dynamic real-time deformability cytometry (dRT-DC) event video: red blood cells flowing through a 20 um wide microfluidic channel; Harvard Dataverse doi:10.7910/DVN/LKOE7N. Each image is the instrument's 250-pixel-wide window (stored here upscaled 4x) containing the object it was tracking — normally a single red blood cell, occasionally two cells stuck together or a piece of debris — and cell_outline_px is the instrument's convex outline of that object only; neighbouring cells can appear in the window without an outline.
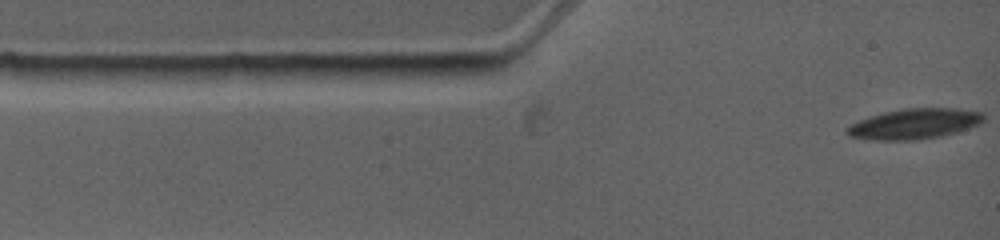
{"species": "common noctule bat (a hibernating species)", "species_latin": "Nyctalus noctula", "temperature_condition": "warm", "stored_images_in_passage": 2, "camera_frame_rate_fps": 4500, "um_per_image_px": 0.085, "animal": {"sex": "female", "body_mass_g": 19.0, "forearm_length_mm": 53.3}, "frame": {"image": 1, "passage_image": 1, "time_ms": 0.0, "image_size_px": [1000, 240], "cell_outline_px": [[984, 120], [980, 124], [956, 132], [940, 136], [916, 140], [876, 140], [848, 136], [844, 132], [844, 128], [848, 124], [884, 112], [904, 108], [960, 108], [984, 112]], "centroid_in_image_um": [77.72, 10.52], "position_along_channel_um": 7.3, "area_um2": 24.39}}
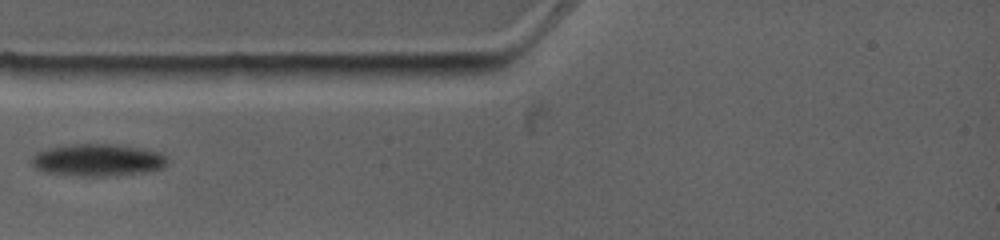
{"frame": {"image": 2, "passage_image": 2, "time_ms": 3.111, "image_size_px": [1000, 240], "cell_outline_px": [[168, 164], [160, 168], [144, 172], [108, 176], [80, 176], [44, 172], [36, 168], [32, 164], [32, 156], [36, 152], [48, 148], [68, 144], [116, 144], [140, 148], [160, 152], [168, 156]], "centroid_in_image_um": [8.31, 13.6], "position_along_channel_um": 76.7, "area_um2": 25.61}}